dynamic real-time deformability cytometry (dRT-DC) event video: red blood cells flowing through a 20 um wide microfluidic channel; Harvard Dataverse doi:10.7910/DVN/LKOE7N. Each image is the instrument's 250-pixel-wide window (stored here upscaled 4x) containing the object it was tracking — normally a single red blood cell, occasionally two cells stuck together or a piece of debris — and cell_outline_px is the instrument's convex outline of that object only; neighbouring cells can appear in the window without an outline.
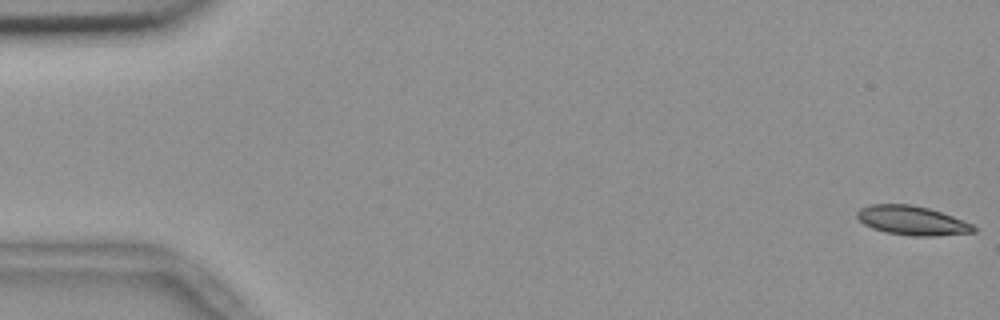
{"species": "common noctule bat (a hibernating species)", "species_latin": "Nyctalus noctula", "temperature_condition": "room temperature", "stored_images_in_passage": 56, "camera_frame_rate_fps": 3000, "um_per_image_px": 0.085, "animal": {"sex": "female", "body_mass_g": 18.4}, "frame": {"image": 1, "passage_image": 1, "time_ms": 0.0, "image_size_px": [1000, 320], "cell_outline_px": [[976, 232], [936, 236], [912, 236], [884, 232], [872, 228], [864, 224], [856, 216], [856, 212], [860, 208], [868, 204], [912, 204], [928, 208], [964, 220], [972, 224], [976, 228]], "centroid_in_image_um": [77.51, 18.74], "position_along_channel_um": 7.5, "area_um2": 19.94}}
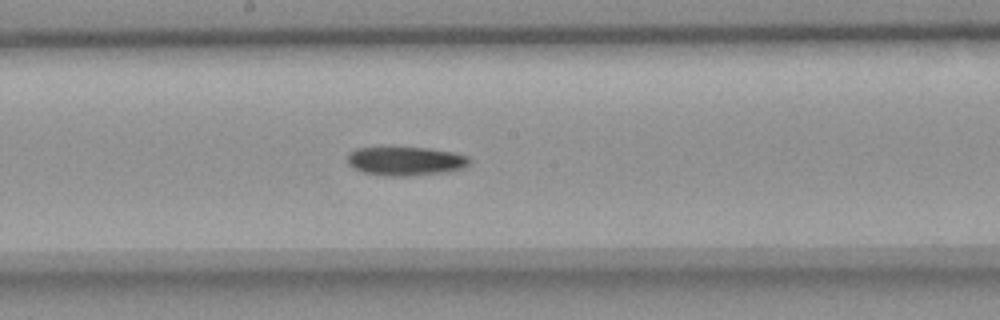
{"frame": {"image": 2, "passage_image": 30, "time_ms": 9.667, "image_size_px": [1000, 320], "cell_outline_px": [[472, 160], [464, 168], [448, 172], [412, 176], [388, 176], [364, 172], [352, 168], [348, 164], [348, 152], [356, 148], [432, 148], [452, 152], [468, 156]], "centroid_in_image_um": [34.5, 13.7], "position_along_channel_um": 213.7, "area_um2": 20.63}}
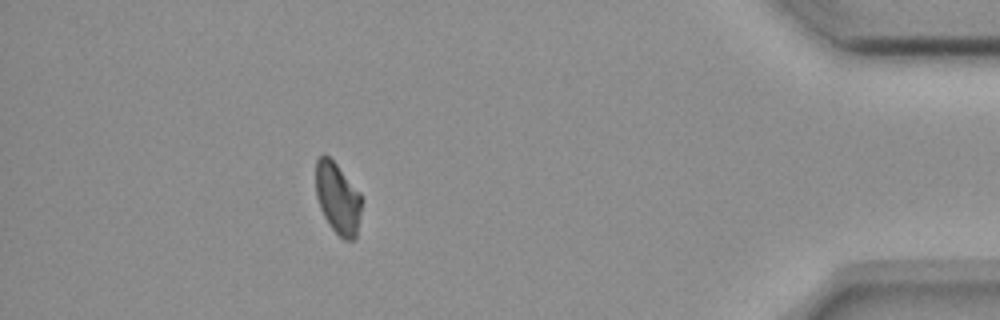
{"frame": {"image": 3, "passage_image": 50, "time_ms": 16.333, "image_size_px": [1000, 320], "cell_outline_px": [[360, 212], [356, 240], [344, 240], [328, 224], [320, 208], [316, 196], [316, 160], [324, 152], [336, 164], [360, 192]], "centroid_in_image_um": [28.69, 16.86], "position_along_channel_um": 406.5, "area_um2": 18.9}, "authors_computed_cell_mechanics": {"area_um2": 20.0277, "velocity_mm_per_s": 3.6456, "shape_relaxation_time_tau1_ms": 8.3597, "shape_relaxation_time_tau2_ms": null, "deformation_change_tau1": 0.1608, "deformation_change_tau2": null}}